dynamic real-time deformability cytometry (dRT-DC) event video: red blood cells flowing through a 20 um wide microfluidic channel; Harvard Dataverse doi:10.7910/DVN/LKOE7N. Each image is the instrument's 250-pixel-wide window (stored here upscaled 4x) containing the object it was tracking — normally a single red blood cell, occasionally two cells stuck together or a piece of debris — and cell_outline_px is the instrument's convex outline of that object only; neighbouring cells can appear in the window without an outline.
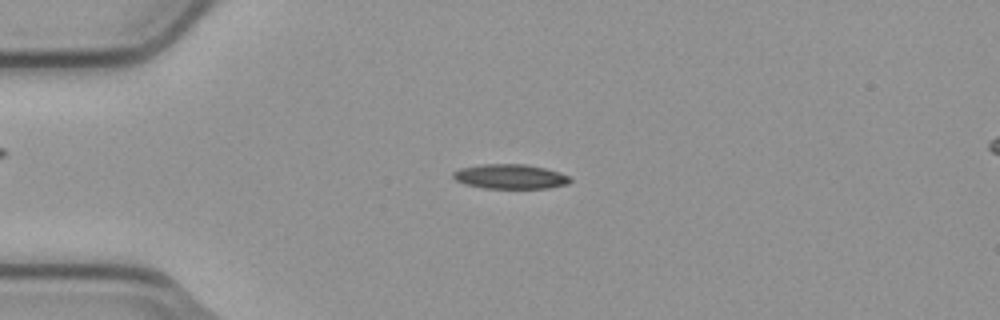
{"species": "common noctule bat (a hibernating species)", "species_latin": "Nyctalus noctula", "temperature_condition": "cold", "stored_images_in_passage": 7, "camera_frame_rate_fps": 3000, "um_per_image_px": 0.085, "animal": {"sex": "male", "body_mass_g": 23.1, "forearm_length_mm": 52.7}, "frame": {"image": 1, "passage_image": 3, "time_ms": 0.667, "image_size_px": [1000, 320], "cell_outline_px": [[572, 180], [568, 184], [548, 188], [484, 188], [464, 184], [456, 180], [452, 176], [452, 172], [460, 168], [480, 164], [524, 164], [544, 168], [560, 172], [572, 176]], "centroid_in_image_um": [43.38, 15.0], "position_along_channel_um": 41.6, "area_um2": 16.94}}
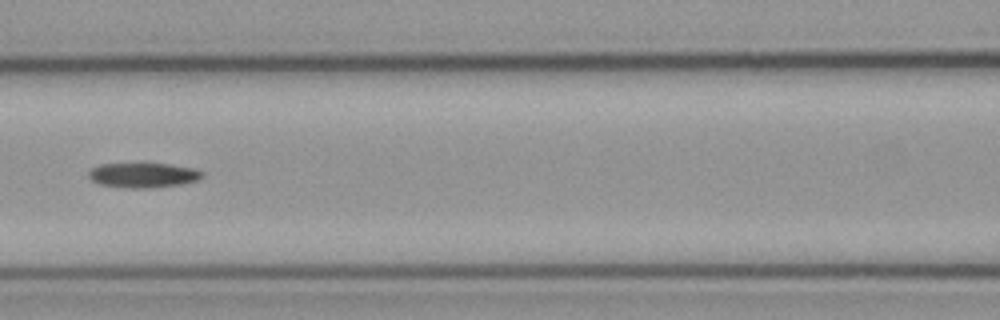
{"frame": {"image": 2, "passage_image": 6, "time_ms": 1.667, "image_size_px": [1000, 320], "cell_outline_px": [[204, 176], [196, 180], [180, 184], [152, 188], [124, 188], [100, 184], [92, 180], [88, 176], [88, 172], [92, 168], [100, 164], [168, 164], [192, 168], [204, 172]], "centroid_in_image_um": [12.15, 14.9], "position_along_channel_um": 154.4, "area_um2": 16.3}}
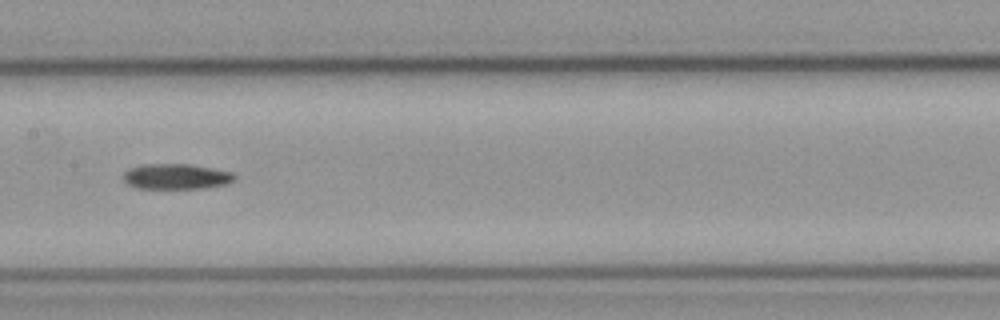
{"frame": {"image": 3, "passage_image": 7, "time_ms": 2.0, "image_size_px": [1000, 320], "cell_outline_px": [[236, 180], [224, 184], [204, 188], [136, 188], [128, 184], [124, 180], [124, 172], [128, 168], [144, 164], [188, 164], [212, 168], [232, 172], [236, 176]], "centroid_in_image_um": [14.97, 15.0], "position_along_channel_um": 192.4, "area_um2": 16.42}}